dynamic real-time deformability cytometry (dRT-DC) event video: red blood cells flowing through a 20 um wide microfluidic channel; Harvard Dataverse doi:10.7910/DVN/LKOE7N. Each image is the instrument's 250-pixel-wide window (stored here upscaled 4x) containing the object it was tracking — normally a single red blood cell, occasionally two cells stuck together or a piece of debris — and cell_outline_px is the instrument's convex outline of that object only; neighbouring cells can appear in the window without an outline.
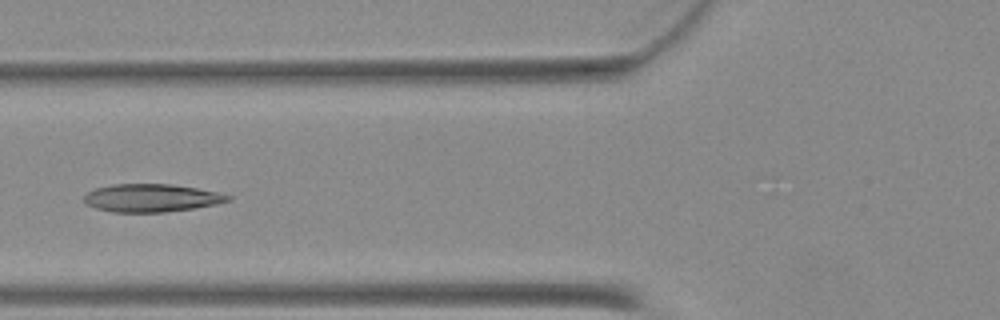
{"species": "Egyptian fruit bat (a non-hibernating species)", "species_latin": "Rousettus aegyptiacus", "temperature_condition": "warm", "stored_images_in_passage": 36, "camera_frame_rate_fps": 3000, "um_per_image_px": 0.085, "animal": {"sex": "female"}, "frame": {"image": 1, "passage_image": 6, "time_ms": 1.667, "image_size_px": [1000, 320], "cell_outline_px": [[232, 200], [216, 204], [192, 208], [164, 212], [112, 212], [96, 208], [84, 204], [84, 196], [88, 192], [96, 188], [112, 184], [172, 184], [196, 188], [216, 192], [232, 196]], "centroid_in_image_um": [12.85, 16.82], "position_along_channel_um": 113.0, "area_um2": 23.35}}
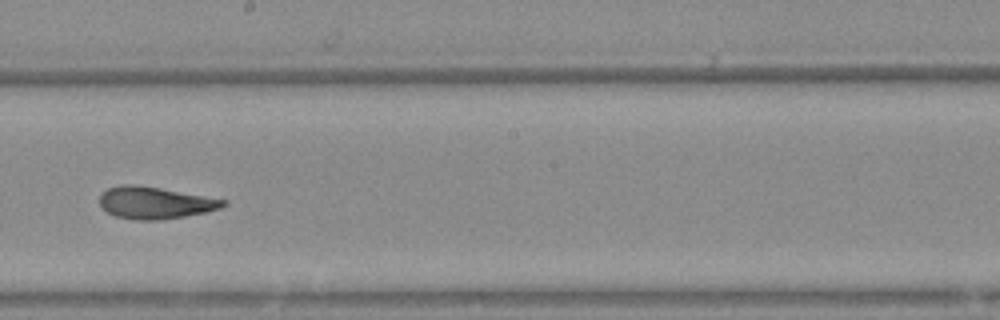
{"frame": {"image": 2, "passage_image": 15, "time_ms": 4.667, "image_size_px": [1000, 320], "cell_outline_px": [[228, 204], [220, 208], [204, 212], [184, 216], [156, 220], [136, 220], [116, 216], [108, 212], [100, 204], [100, 196], [108, 188], [124, 184], [132, 184], [160, 188], [228, 200]], "centroid_in_image_um": [13.19, 17.23], "position_along_channel_um": 235.0, "area_um2": 22.72}}
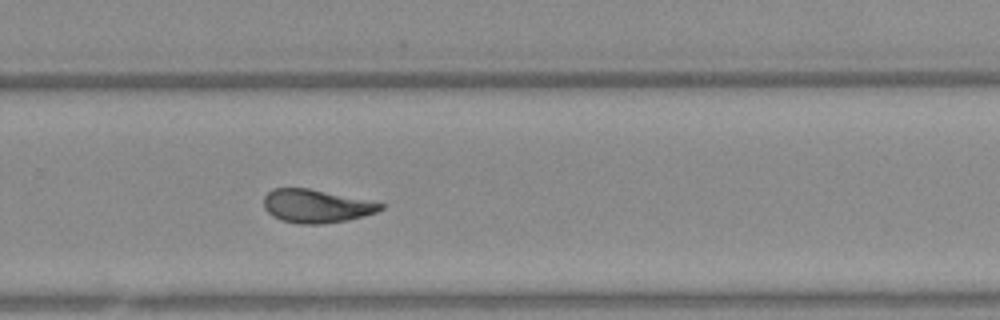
{"frame": {"image": 3, "passage_image": 20, "time_ms": 6.333, "image_size_px": [1000, 320], "cell_outline_px": [[384, 208], [376, 212], [344, 220], [320, 224], [300, 224], [280, 220], [272, 216], [264, 208], [264, 196], [272, 188], [308, 188], [384, 204]], "centroid_in_image_um": [26.8, 17.51], "position_along_channel_um": 303.0, "area_um2": 22.25}}